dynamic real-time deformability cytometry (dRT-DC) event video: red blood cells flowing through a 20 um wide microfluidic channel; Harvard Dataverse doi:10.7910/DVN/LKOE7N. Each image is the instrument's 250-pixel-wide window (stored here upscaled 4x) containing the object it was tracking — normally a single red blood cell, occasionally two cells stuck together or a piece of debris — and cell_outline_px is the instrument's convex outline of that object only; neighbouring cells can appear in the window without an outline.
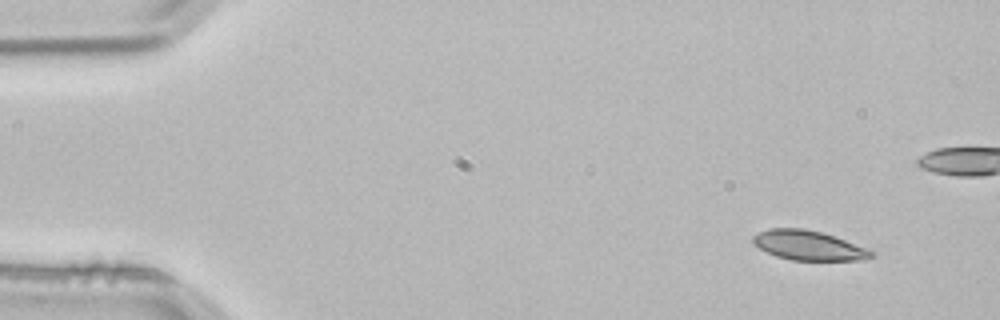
{"species": "common noctule bat (a hibernating species)", "species_latin": "Nyctalus noctula", "temperature_condition": "room temperature", "stored_images_in_passage": 4, "camera_frame_rate_fps": 3000, "um_per_image_px": 0.085, "animal": {"sex": "male", "body_mass_g": 21.5, "forearm_length_mm": 52.0}, "frame": {"image": 1, "passage_image": 1, "time_ms": 0.0, "image_size_px": [1000, 320], "cell_outline_px": [[876, 256], [864, 260], [792, 260], [776, 256], [760, 248], [752, 240], [752, 236], [768, 228], [804, 228], [820, 232], [844, 240], [876, 252]], "centroid_in_image_um": [68.75, 20.86], "position_along_channel_um": 16.3, "area_um2": 20.17}}